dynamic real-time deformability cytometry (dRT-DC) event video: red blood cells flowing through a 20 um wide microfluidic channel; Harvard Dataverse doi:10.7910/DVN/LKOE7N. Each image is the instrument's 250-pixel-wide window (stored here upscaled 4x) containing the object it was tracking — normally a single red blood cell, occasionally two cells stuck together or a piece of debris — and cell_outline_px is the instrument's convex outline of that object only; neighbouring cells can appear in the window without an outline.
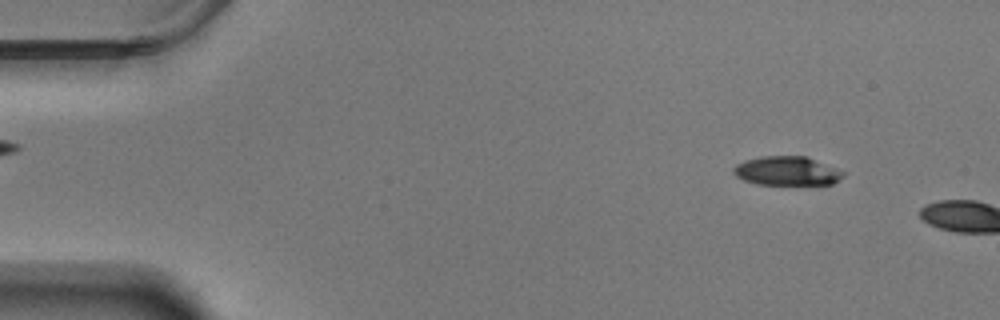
{"species": "Egyptian fruit bat (a non-hibernating species)", "species_latin": "Rousettus aegyptiacus", "temperature_condition": "warm", "stored_images_in_passage": 9, "camera_frame_rate_fps": 3000, "um_per_image_px": 0.085, "animal": {"sex": "male"}, "frame": {"image": 1, "passage_image": 6, "time_ms": 1.667, "image_size_px": [1000, 320], "cell_outline_px": [[844, 176], [832, 184], [756, 184], [744, 180], [736, 176], [732, 172], [732, 168], [736, 164], [744, 160], [760, 156], [808, 156], [836, 168], [844, 172]], "centroid_in_image_um": [66.86, 14.52], "position_along_channel_um": 18.1, "area_um2": 18.61}}